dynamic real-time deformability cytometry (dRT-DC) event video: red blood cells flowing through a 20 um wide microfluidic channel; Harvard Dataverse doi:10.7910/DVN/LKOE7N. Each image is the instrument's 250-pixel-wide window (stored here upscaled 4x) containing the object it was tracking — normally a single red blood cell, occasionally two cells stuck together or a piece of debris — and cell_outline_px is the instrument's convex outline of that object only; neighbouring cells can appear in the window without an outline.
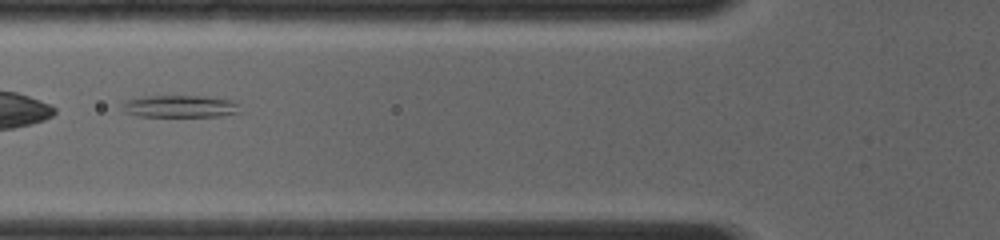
{"species": "common noctule bat (a hibernating species)", "species_latin": "Nyctalus noctula", "temperature_condition": "room temperature", "stored_images_in_passage": 16, "camera_frame_rate_fps": 4000, "um_per_image_px": 0.085, "animal": {"sex": "female", "body_mass_g": 19.0, "forearm_length_mm": 56.7}, "frame": {"image": 1, "passage_image": 5, "time_ms": 1.25, "image_size_px": [1000, 240], "cell_outline_px": [[240, 112], [224, 116], [136, 116], [124, 112], [120, 104], [124, 100], [148, 96], [204, 96], [232, 100], [236, 104]], "centroid_in_image_um": [15.24, 9.04], "position_along_channel_um": 110.6, "area_um2": 15.26}}
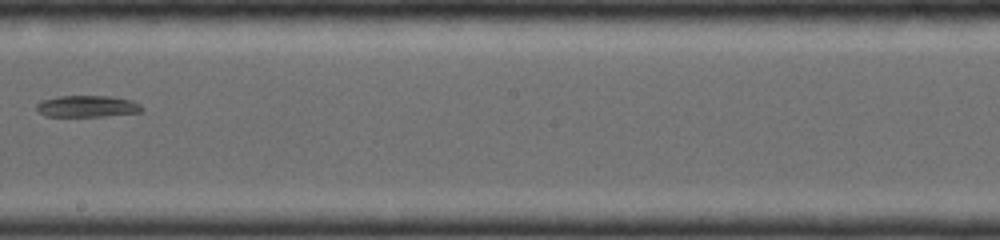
{"frame": {"image": 2, "passage_image": 14, "time_ms": 4.25, "image_size_px": [1000, 240], "cell_outline_px": [[144, 108], [140, 112], [104, 116], [44, 116], [36, 108], [36, 104], [44, 100], [60, 96], [112, 96], [132, 100], [140, 104]], "centroid_in_image_um": [7.45, 9.03], "position_along_channel_um": 240.8, "area_um2": 13.18}}